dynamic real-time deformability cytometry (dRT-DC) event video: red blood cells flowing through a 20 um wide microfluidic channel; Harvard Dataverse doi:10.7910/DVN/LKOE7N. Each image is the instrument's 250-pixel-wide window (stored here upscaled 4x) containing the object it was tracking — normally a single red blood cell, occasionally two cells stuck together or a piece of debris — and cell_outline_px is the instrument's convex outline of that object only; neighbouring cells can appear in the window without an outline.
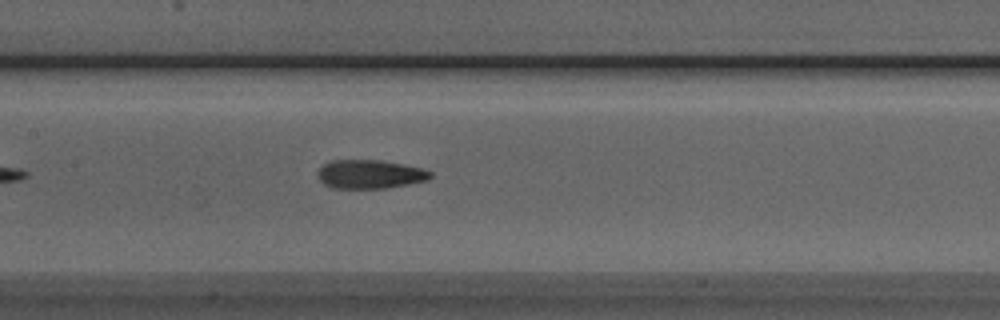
{"species": "Egyptian fruit bat (a non-hibernating species)", "species_latin": "Rousettus aegyptiacus", "temperature_condition": "room temperature", "stored_images_in_passage": 24, "camera_frame_rate_fps": 3000, "um_per_image_px": 0.085, "animal": {"sex": "male"}, "frame": {"image": 1, "passage_image": 11, "time_ms": 3.333, "image_size_px": [1000, 320], "cell_outline_px": [[432, 176], [428, 180], [388, 188], [332, 188], [324, 184], [316, 176], [320, 168], [324, 164], [332, 160], [380, 160], [424, 168], [432, 172]], "centroid_in_image_um": [31.45, 14.81], "position_along_channel_um": 175.9, "area_um2": 18.96}}
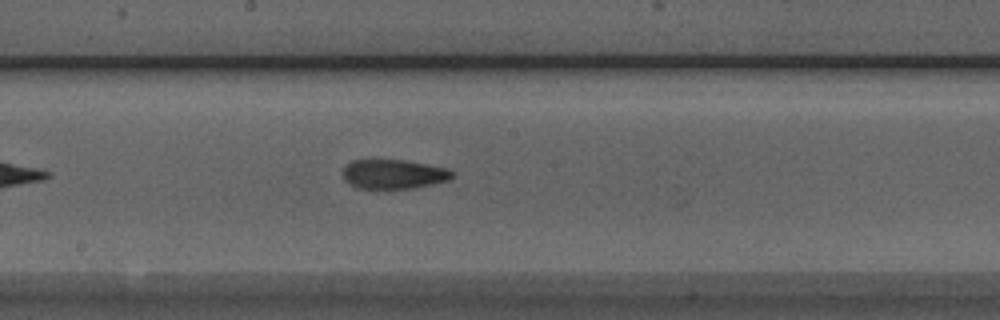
{"frame": {"image": 2, "passage_image": 14, "time_ms": 4.333, "image_size_px": [1000, 320], "cell_outline_px": [[452, 180], [412, 188], [360, 188], [348, 184], [344, 180], [344, 168], [352, 160], [404, 160], [448, 168], [452, 172]], "centroid_in_image_um": [33.47, 14.8], "position_along_channel_um": 214.7, "area_um2": 18.55}}